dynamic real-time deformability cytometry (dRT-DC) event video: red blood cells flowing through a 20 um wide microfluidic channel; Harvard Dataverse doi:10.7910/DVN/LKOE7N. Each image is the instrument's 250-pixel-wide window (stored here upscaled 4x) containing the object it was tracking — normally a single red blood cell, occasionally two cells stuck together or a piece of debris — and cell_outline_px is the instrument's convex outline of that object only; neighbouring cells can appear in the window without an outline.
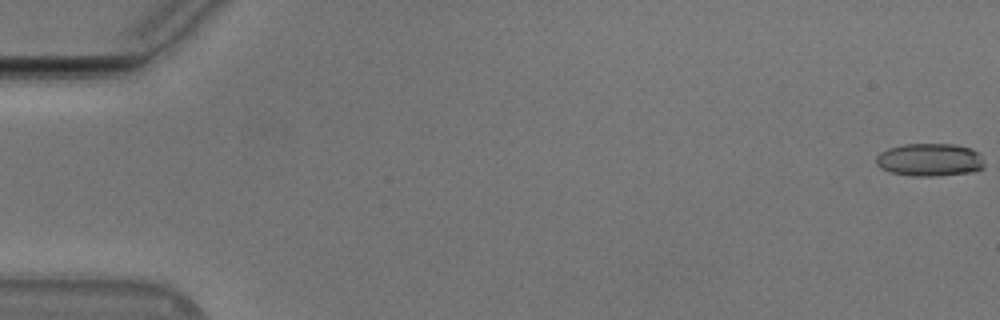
{"species": "Egyptian fruit bat (a non-hibernating species)", "species_latin": "Rousettus aegyptiacus", "temperature_condition": "cold", "stored_images_in_passage": 52, "camera_frame_rate_fps": 3000, "um_per_image_px": 0.085, "animal": {"sex": "male"}, "frame": {"image": 1, "passage_image": 1, "time_ms": 0.0, "image_size_px": [1000, 320], "cell_outline_px": [[984, 168], [972, 172], [936, 176], [912, 176], [892, 172], [880, 168], [876, 164], [876, 156], [880, 152], [888, 148], [904, 144], [952, 144], [972, 148], [980, 156], [984, 164]], "centroid_in_image_um": [79.01, 13.58], "position_along_channel_um": 6.0, "area_um2": 20.75}}
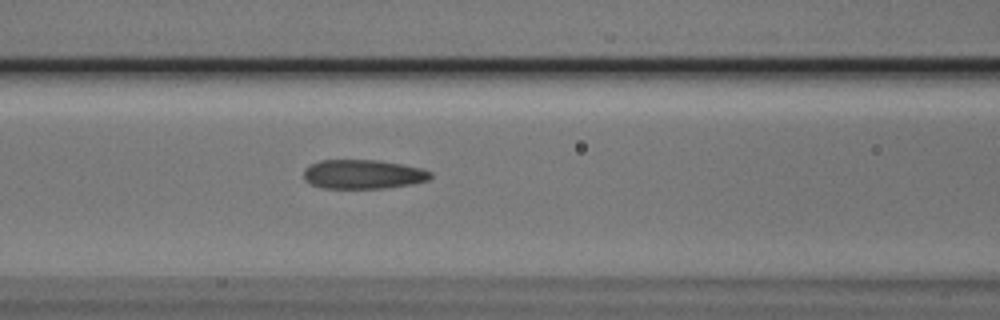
{"frame": {"image": 2, "passage_image": 24, "time_ms": 7.667, "image_size_px": [1000, 320], "cell_outline_px": [[432, 176], [428, 180], [412, 184], [388, 188], [320, 188], [304, 180], [304, 168], [320, 160], [376, 160], [400, 164], [420, 168], [432, 172]], "centroid_in_image_um": [30.85, 14.82], "position_along_channel_um": 135.8, "area_um2": 21.56}}
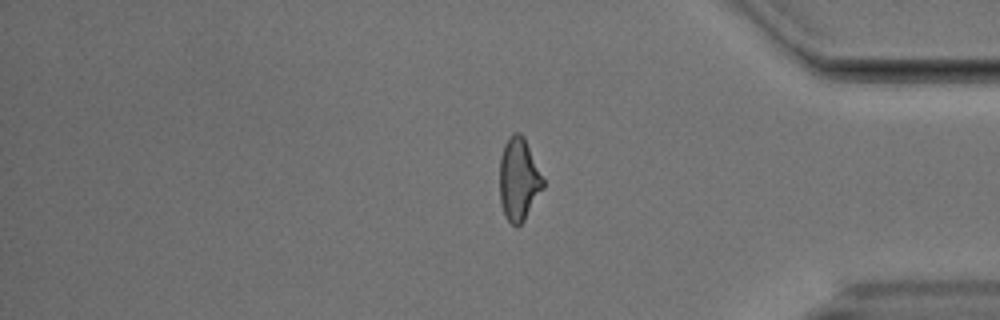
{"frame": {"image": 3, "passage_image": 46, "time_ms": 15.0, "image_size_px": [1000, 320], "cell_outline_px": [[544, 188], [524, 220], [516, 228], [504, 216], [500, 204], [500, 160], [504, 144], [508, 136], [512, 132], [520, 132], [524, 136], [544, 180]], "centroid_in_image_um": [44.08, 15.24], "position_along_channel_um": 391.1, "area_um2": 21.1}}